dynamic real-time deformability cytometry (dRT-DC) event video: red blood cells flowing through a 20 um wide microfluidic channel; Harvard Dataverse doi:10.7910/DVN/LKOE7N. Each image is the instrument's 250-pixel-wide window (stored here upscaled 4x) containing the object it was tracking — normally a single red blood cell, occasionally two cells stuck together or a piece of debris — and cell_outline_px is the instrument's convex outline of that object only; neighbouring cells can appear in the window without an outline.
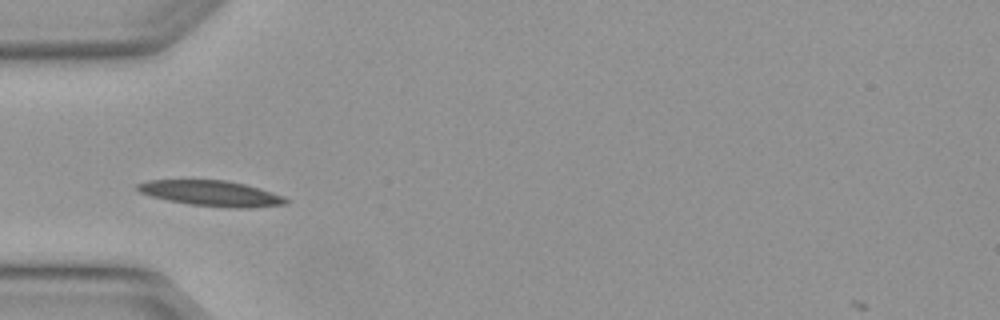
{"species": "Egyptian fruit bat (a non-hibernating species)", "species_latin": "Rousettus aegyptiacus", "temperature_condition": "warm", "stored_images_in_passage": 2, "camera_frame_rate_fps": 3000, "um_per_image_px": 0.085, "animal": {"sex": "female"}, "frame": {"image": 1, "passage_image": 2, "time_ms": 0.333, "image_size_px": [1000, 320], "cell_outline_px": [[288, 204], [252, 208], [232, 208], [188, 204], [168, 200], [152, 196], [140, 192], [136, 188], [136, 184], [148, 180], [224, 180], [244, 184], [272, 192], [284, 196], [288, 200]], "centroid_in_image_um": [17.98, 16.44], "position_along_channel_um": 67.0, "area_um2": 22.02}}